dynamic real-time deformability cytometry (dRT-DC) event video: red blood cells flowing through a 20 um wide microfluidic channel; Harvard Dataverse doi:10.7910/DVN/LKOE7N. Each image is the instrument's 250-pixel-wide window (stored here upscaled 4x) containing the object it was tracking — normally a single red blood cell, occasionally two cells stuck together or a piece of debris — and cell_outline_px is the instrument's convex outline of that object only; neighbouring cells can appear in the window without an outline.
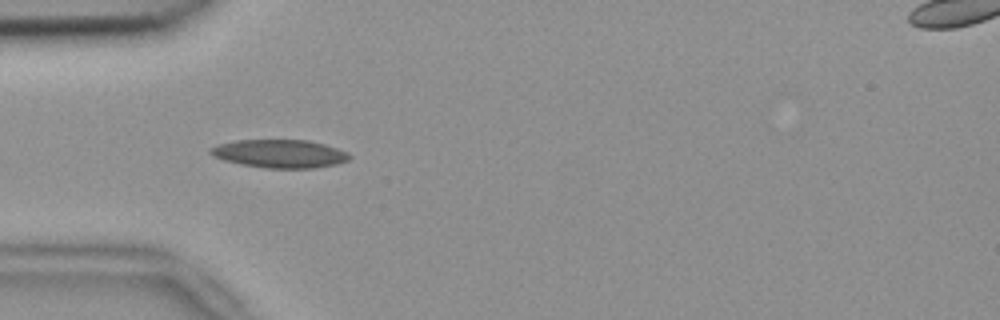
{"species": "common noctule bat (a hibernating species)", "species_latin": "Nyctalus noctula", "temperature_condition": "room temperature", "stored_images_in_passage": 52, "camera_frame_rate_fps": 3000, "um_per_image_px": 0.085, "animal": {"sex": "female", "body_mass_g": 18.4}, "frame": {"image": 1, "passage_image": 15, "time_ms": 4.667, "image_size_px": [1000, 320], "cell_outline_px": [[352, 156], [348, 160], [336, 164], [312, 168], [264, 168], [240, 164], [224, 160], [212, 156], [208, 152], [208, 148], [216, 144], [236, 140], [308, 140], [324, 144], [348, 152]], "centroid_in_image_um": [23.73, 13.06], "position_along_channel_um": 61.3, "area_um2": 23.0}}
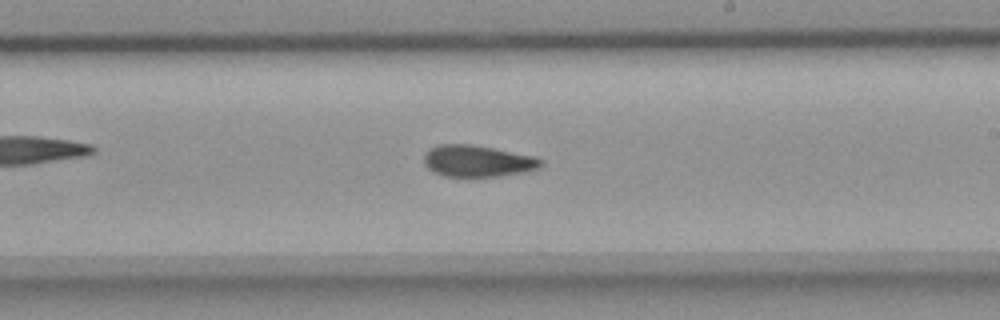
{"frame": {"image": 2, "passage_image": 30, "time_ms": 9.667, "image_size_px": [1000, 320], "cell_outline_px": [[544, 164], [540, 168], [524, 172], [500, 176], [444, 176], [432, 172], [424, 164], [424, 152], [428, 148], [440, 144], [468, 144], [492, 148], [536, 156], [544, 160]], "centroid_in_image_um": [40.6, 13.68], "position_along_channel_um": 248.4, "area_um2": 21.73}}
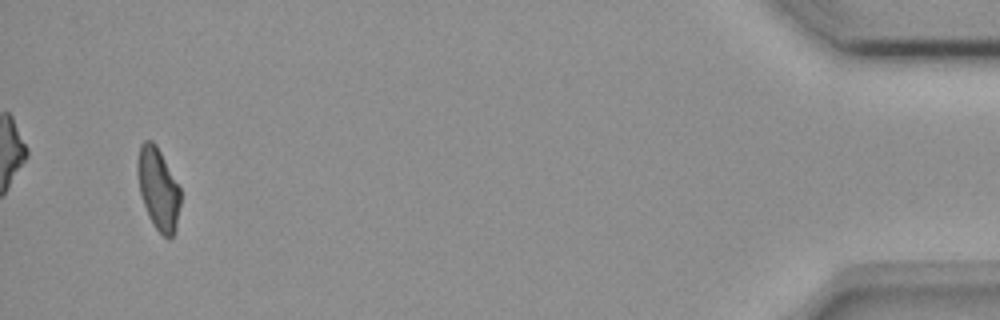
{"frame": {"image": 3, "passage_image": 50, "time_ms": 16.333, "image_size_px": [1000, 320], "cell_outline_px": [[180, 204], [176, 232], [168, 240], [156, 228], [148, 216], [140, 192], [136, 168], [136, 164], [140, 144], [144, 140], [152, 140], [156, 144], [180, 188]], "centroid_in_image_um": [13.44, 16.05], "position_along_channel_um": 421.8, "area_um2": 20.52}, "authors_computed_cell_mechanics": {"area_um2": 21.4727, "velocity_mm_per_s": 3.7898, "shape_relaxation_time_tau1_ms": null, "shape_relaxation_time_tau2_ms": 5.0062, "deformation_change_tau1": null, "deformation_change_tau2": 0.1264}}